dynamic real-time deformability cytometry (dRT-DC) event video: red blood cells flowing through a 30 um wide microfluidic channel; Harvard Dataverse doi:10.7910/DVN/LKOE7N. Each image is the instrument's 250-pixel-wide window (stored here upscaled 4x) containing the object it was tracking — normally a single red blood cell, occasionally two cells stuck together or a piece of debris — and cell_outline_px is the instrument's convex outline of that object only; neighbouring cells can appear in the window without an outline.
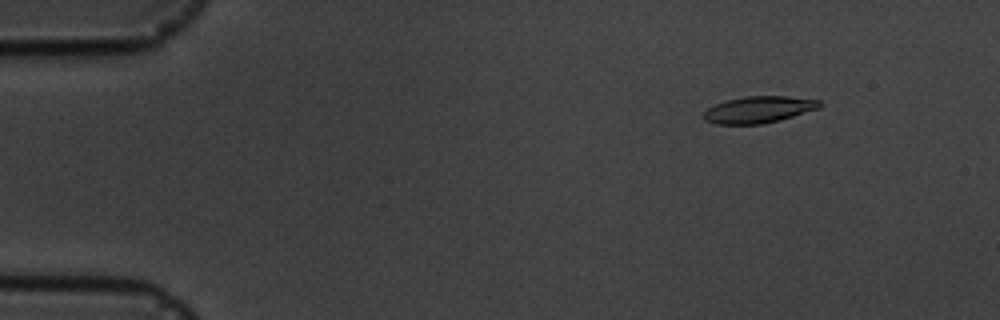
{"species": "common noctule bat (a hibernating species)", "species_latin": "Nyctalus noctula", "temperature_condition": "cold", "stored_images_in_passage": 4, "camera_frame_rate_fps": 3000, "um_per_image_px": 0.085, "animal": {"sex": "male", "body_mass_g": 19.5, "forearm_length_mm": 54.6}, "frame": {"image": 1, "passage_image": 2, "time_ms": 1.0, "image_size_px": [1000, 320], "cell_outline_px": [[820, 108], [780, 120], [760, 124], [716, 124], [704, 120], [704, 112], [708, 108], [724, 100], [744, 96], [788, 96], [820, 100]], "centroid_in_image_um": [64.48, 9.31], "position_along_channel_um": 20.5, "area_um2": 18.03}}
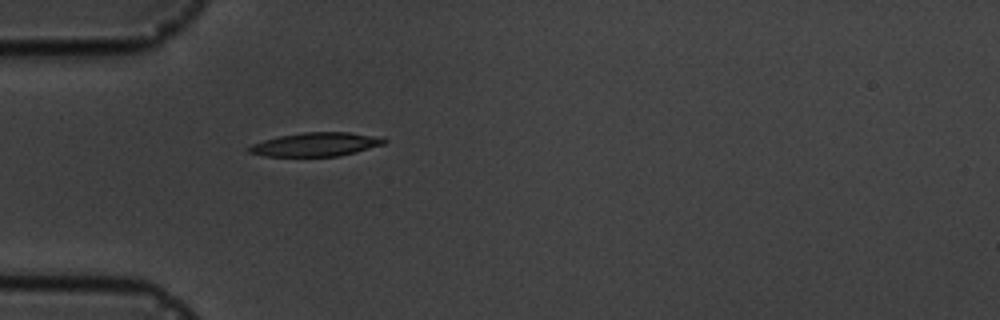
{"frame": {"image": 2, "passage_image": 4, "time_ms": 4.333, "image_size_px": [1000, 320], "cell_outline_px": [[388, 140], [384, 144], [356, 152], [340, 156], [264, 156], [248, 152], [248, 148], [252, 144], [276, 136], [304, 132], [348, 132], [372, 136]], "centroid_in_image_um": [26.8, 12.27], "position_along_channel_um": 58.2, "area_um2": 18.55}}